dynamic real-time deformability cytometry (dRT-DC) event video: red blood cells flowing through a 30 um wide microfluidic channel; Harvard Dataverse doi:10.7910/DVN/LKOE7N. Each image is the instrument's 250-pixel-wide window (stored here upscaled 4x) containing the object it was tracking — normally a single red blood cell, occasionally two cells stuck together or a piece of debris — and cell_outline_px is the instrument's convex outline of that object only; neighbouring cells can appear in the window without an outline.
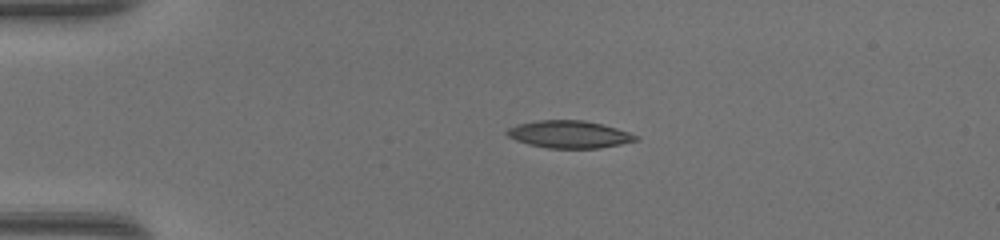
{"species": "common noctule bat (a hibernating species)", "species_latin": "Nyctalus noctula", "temperature_condition": "warm", "stored_images_in_passage": 38, "camera_frame_rate_fps": 3000, "um_per_image_px": 0.085, "animal": {"sex": "female", "body_mass_g": 17.0, "forearm_length_mm": 48.0}, "frame": {"image": 1, "passage_image": 1, "time_ms": 0.0, "image_size_px": [1000, 240], "cell_outline_px": [[640, 140], [600, 148], [548, 148], [528, 144], [516, 140], [508, 136], [504, 132], [508, 128], [516, 124], [536, 120], [584, 120], [616, 128], [640, 136]], "centroid_in_image_um": [48.37, 11.42], "position_along_channel_um": 36.6, "area_um2": 20.63}}
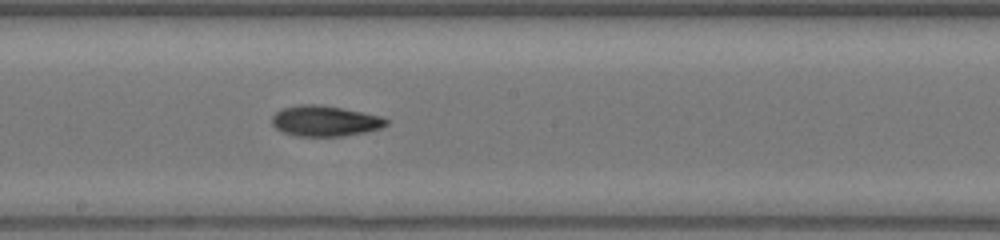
{"frame": {"image": 2, "passage_image": 17, "time_ms": 5.333, "image_size_px": [1000, 240], "cell_outline_px": [[388, 124], [380, 128], [364, 132], [344, 136], [296, 136], [280, 132], [272, 124], [272, 116], [276, 112], [284, 108], [300, 104], [320, 104], [380, 116], [388, 120]], "centroid_in_image_um": [27.58, 10.29], "position_along_channel_um": 220.6, "area_um2": 20.29}}
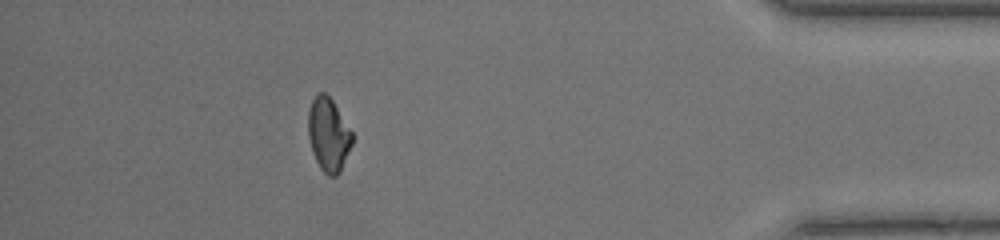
{"frame": {"image": 3, "passage_image": 33, "time_ms": 10.667, "image_size_px": [1000, 240], "cell_outline_px": [[352, 144], [340, 172], [336, 176], [328, 176], [320, 168], [312, 152], [308, 136], [308, 112], [312, 100], [316, 92], [324, 92], [332, 100], [352, 132]], "centroid_in_image_um": [27.9, 11.44], "position_along_channel_um": 407.3, "area_um2": 18.79}, "authors_computed_cell_mechanics": {"area_um2": 19.8254, "velocity_mm_per_s": 4.357, "shape_relaxation_time_tau1_ms": null, "shape_relaxation_time_tau2_ms": 4.4172, "deformation_change_tau1": null, "deformation_change_tau2": 0.1132}}